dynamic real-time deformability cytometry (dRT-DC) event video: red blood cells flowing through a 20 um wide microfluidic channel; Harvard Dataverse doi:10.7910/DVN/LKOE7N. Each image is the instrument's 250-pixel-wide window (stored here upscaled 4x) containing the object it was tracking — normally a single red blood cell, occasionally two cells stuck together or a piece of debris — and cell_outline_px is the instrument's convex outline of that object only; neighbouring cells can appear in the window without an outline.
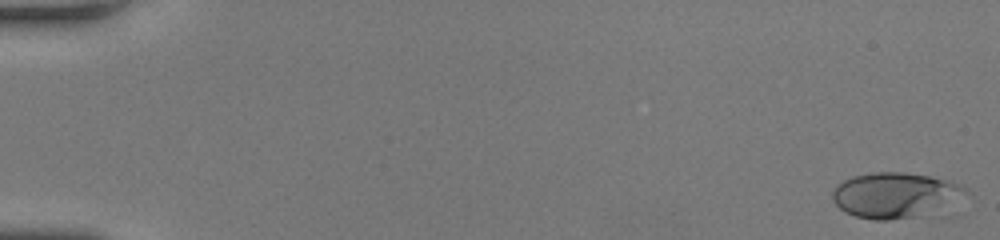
{"species": "human", "species_latin": "Homo sapiens", "temperature_condition": "room temperature", "stored_images_in_passage": 42, "camera_frame_rate_fps": 3000, "um_per_image_px": 0.085, "donor": {"sex": "female"}, "frame": {"image": 1, "passage_image": 1, "time_ms": 0.0, "image_size_px": [1000, 240], "cell_outline_px": [[972, 192], [912, 216], [888, 220], [872, 220], [856, 216], [844, 212], [832, 200], [832, 192], [836, 184], [852, 176], [872, 172], [904, 172], [952, 180], [968, 188]], "centroid_in_image_um": [75.98, 16.53], "position_along_channel_um": 9.0, "area_um2": 34.33}}